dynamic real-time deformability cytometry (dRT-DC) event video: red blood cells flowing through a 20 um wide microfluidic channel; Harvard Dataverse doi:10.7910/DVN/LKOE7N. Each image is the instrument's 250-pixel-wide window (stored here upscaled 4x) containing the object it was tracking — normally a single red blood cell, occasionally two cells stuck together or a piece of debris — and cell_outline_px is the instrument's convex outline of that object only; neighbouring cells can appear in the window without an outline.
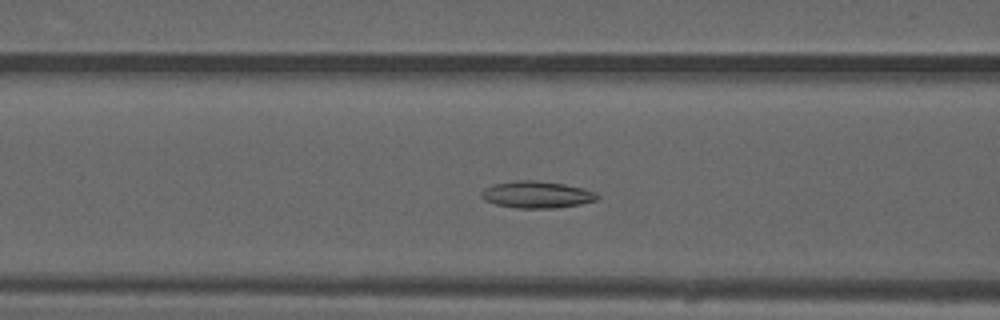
{"species": "common noctule bat (a hibernating species)", "species_latin": "Nyctalus noctula", "temperature_condition": "warm", "stored_images_in_passage": 25, "camera_frame_rate_fps": 3000, "um_per_image_px": 0.085, "animal": {"sex": "male", "forearm_length_mm": 52.5}, "frame": {"image": 1, "passage_image": 14, "time_ms": 4.333, "image_size_px": [1000, 320], "cell_outline_px": [[600, 196], [596, 200], [580, 204], [556, 208], [516, 208], [496, 204], [484, 200], [480, 196], [480, 192], [484, 188], [496, 184], [516, 180], [536, 180], [564, 184], [584, 188], [596, 192]], "centroid_in_image_um": [45.63, 16.54], "position_along_channel_um": 121.0, "area_um2": 18.21}}
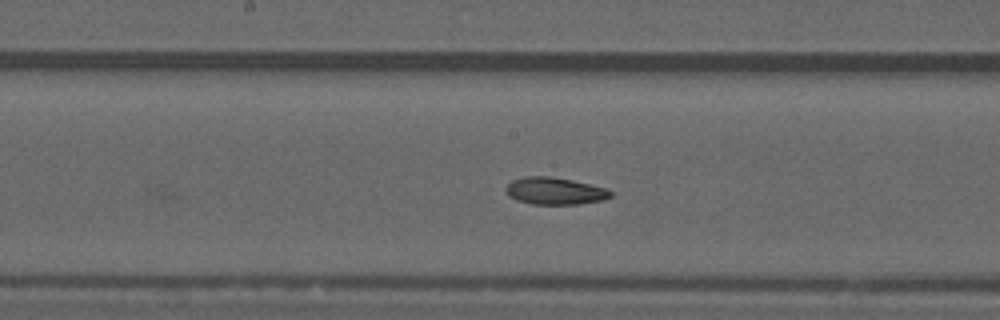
{"frame": {"image": 2, "passage_image": 20, "time_ms": 6.333, "image_size_px": [1000, 320], "cell_outline_px": [[612, 196], [604, 200], [576, 204], [532, 204], [516, 200], [508, 196], [504, 188], [512, 180], [524, 176], [552, 176], [572, 180], [608, 188], [612, 192]], "centroid_in_image_um": [47.15, 16.23], "position_along_channel_um": 201.0, "area_um2": 16.76}}
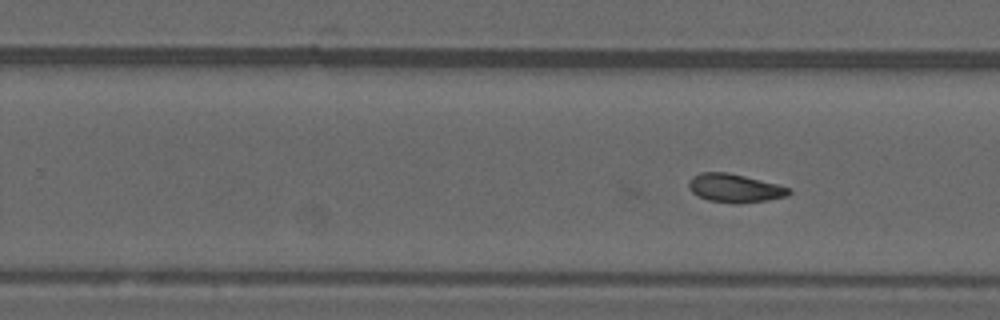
{"frame": {"image": 3, "passage_image": 25, "time_ms": 8.0, "image_size_px": [1000, 320], "cell_outline_px": [[792, 192], [788, 196], [768, 200], [740, 204], [736, 204], [708, 200], [692, 192], [688, 188], [688, 184], [692, 176], [700, 172], [728, 172], [792, 188]], "centroid_in_image_um": [62.47, 16.0], "position_along_channel_um": 267.3, "area_um2": 16.7}}